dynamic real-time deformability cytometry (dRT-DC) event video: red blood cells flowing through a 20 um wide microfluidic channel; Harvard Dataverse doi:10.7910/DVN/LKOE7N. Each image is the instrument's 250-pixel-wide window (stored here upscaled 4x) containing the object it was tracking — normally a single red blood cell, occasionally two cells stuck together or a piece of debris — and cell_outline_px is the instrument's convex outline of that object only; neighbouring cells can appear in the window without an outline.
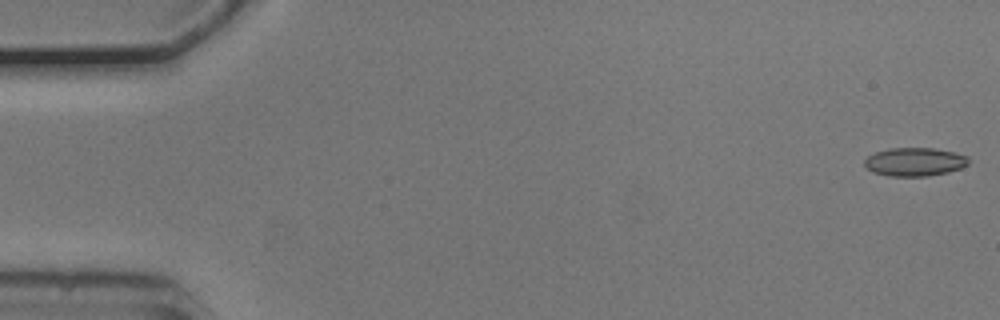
{"species": "common noctule bat (a hibernating species)", "species_latin": "Nyctalus noctula", "temperature_condition": "cold", "stored_images_in_passage": 54, "camera_frame_rate_fps": 3000, "um_per_image_px": 0.085, "animal": {"sex": "male", "body_mass_g": 20.5, "forearm_length_mm": 52.5}, "frame": {"image": 1, "passage_image": 1, "time_ms": 0.0, "image_size_px": [1000, 320], "cell_outline_px": [[968, 164], [960, 168], [948, 172], [928, 176], [888, 176], [872, 172], [864, 164], [864, 160], [868, 156], [876, 152], [888, 148], [936, 148], [956, 152], [968, 156]], "centroid_in_image_um": [77.75, 13.75], "position_along_channel_um": 7.2, "area_um2": 17.34}}
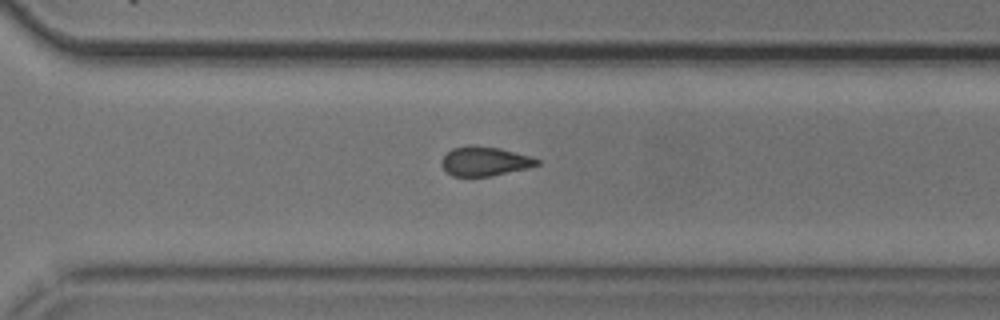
{"frame": {"image": 2, "passage_image": 38, "time_ms": 12.333, "image_size_px": [1000, 320], "cell_outline_px": [[540, 164], [528, 168], [488, 176], [452, 176], [440, 164], [440, 160], [452, 148], [468, 144], [472, 144], [500, 148], [528, 156], [540, 160]], "centroid_in_image_um": [41.16, 13.69], "position_along_channel_um": 329.4, "area_um2": 16.24}}
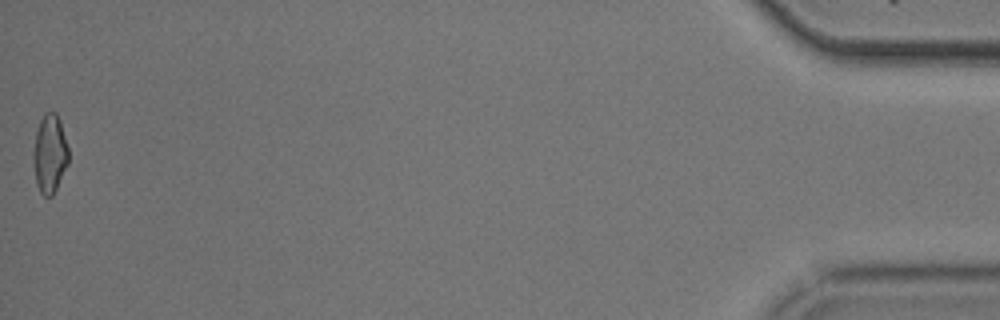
{"frame": {"image": 3, "passage_image": 54, "time_ms": 17.667, "image_size_px": [1000, 320], "cell_outline_px": [[68, 164], [52, 196], [44, 196], [40, 192], [36, 184], [32, 156], [32, 152], [36, 132], [40, 120], [44, 112], [56, 112], [60, 120], [68, 148]], "centroid_in_image_um": [4.21, 13.06], "position_along_channel_um": 431.0, "area_um2": 16.18}, "authors_computed_cell_mechanics": {"area_um2": 17.0221, "velocity_mm_per_s": 3.7402, "shape_relaxation_time_tau1_ms": 2.6073, "shape_relaxation_time_tau2_ms": 3.8964, "deformation_change_tau1": 0.0944, "deformation_change_tau2": 0.1127}}